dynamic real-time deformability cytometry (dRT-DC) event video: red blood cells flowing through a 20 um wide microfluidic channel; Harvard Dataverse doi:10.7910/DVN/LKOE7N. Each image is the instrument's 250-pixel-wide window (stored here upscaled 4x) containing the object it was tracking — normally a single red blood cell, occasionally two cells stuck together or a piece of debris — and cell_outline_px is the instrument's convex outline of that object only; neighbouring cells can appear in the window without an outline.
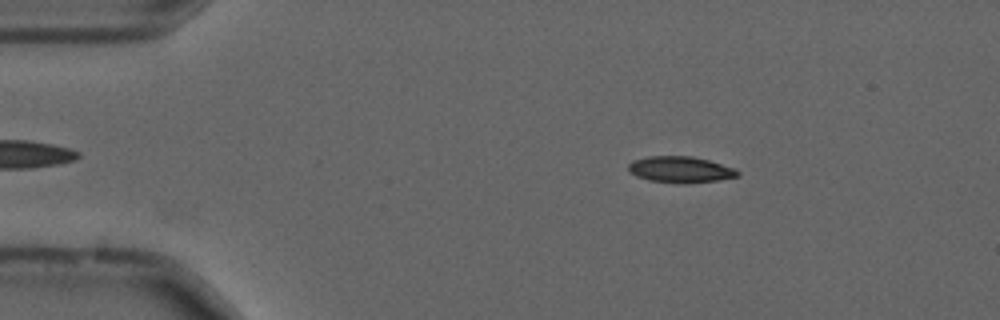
{"species": "common noctule bat (a hibernating species)", "species_latin": "Nyctalus noctula", "temperature_condition": "cold", "stored_images_in_passage": 48, "camera_frame_rate_fps": 3000, "um_per_image_px": 0.085, "animal": {"sex": "male", "forearm_length_mm": 52.5}, "frame": {"image": 1, "passage_image": 1, "time_ms": 0.0, "image_size_px": [1000, 320], "cell_outline_px": [[740, 176], [716, 180], [684, 184], [680, 184], [648, 180], [636, 176], [628, 168], [628, 164], [632, 160], [648, 156], [692, 156], [708, 160], [736, 168], [740, 172]], "centroid_in_image_um": [57.85, 14.41], "position_along_channel_um": 27.2, "area_um2": 16.82}}
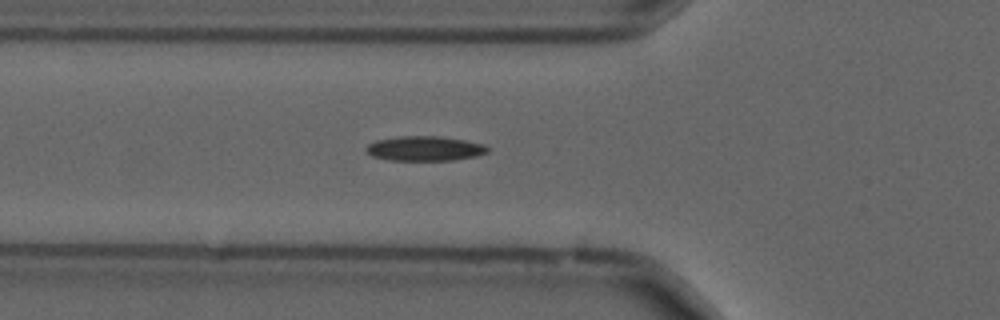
{"frame": {"image": 2, "passage_image": 11, "time_ms": 3.333, "image_size_px": [1000, 320], "cell_outline_px": [[488, 152], [476, 156], [452, 160], [388, 160], [372, 156], [364, 152], [364, 148], [368, 144], [376, 140], [400, 136], [440, 136], [464, 140], [484, 144], [488, 148]], "centroid_in_image_um": [36.05, 12.62], "position_along_channel_um": 89.7, "area_um2": 17.57}}
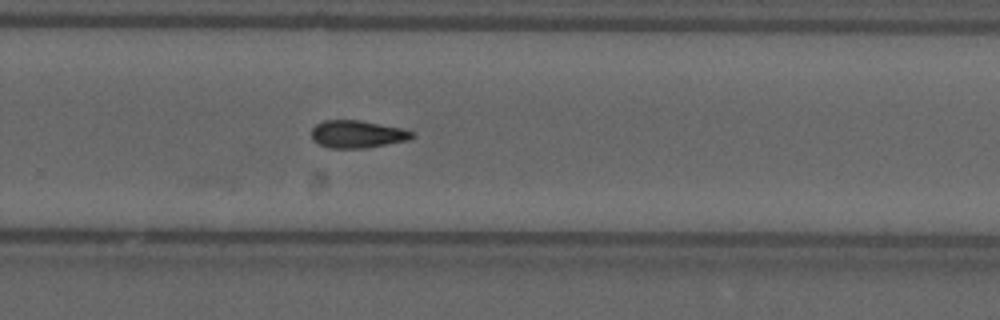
{"frame": {"image": 3, "passage_image": 28, "time_ms": 9.0, "image_size_px": [1000, 320], "cell_outline_px": [[416, 136], [408, 140], [364, 148], [328, 148], [312, 140], [312, 128], [316, 124], [324, 120], [360, 120], [404, 128], [416, 132]], "centroid_in_image_um": [30.41, 11.39], "position_along_channel_um": 299.4, "area_um2": 16.3}, "authors_computed_cell_mechanics": {"area_um2": 16.0395, "velocity_mm_per_s": 3.6992, "shape_relaxation_time_tau1_ms": null, "shape_relaxation_time_tau2_ms": 3.2276, "deformation_change_tau1": null, "deformation_change_tau2": 0.0847}}